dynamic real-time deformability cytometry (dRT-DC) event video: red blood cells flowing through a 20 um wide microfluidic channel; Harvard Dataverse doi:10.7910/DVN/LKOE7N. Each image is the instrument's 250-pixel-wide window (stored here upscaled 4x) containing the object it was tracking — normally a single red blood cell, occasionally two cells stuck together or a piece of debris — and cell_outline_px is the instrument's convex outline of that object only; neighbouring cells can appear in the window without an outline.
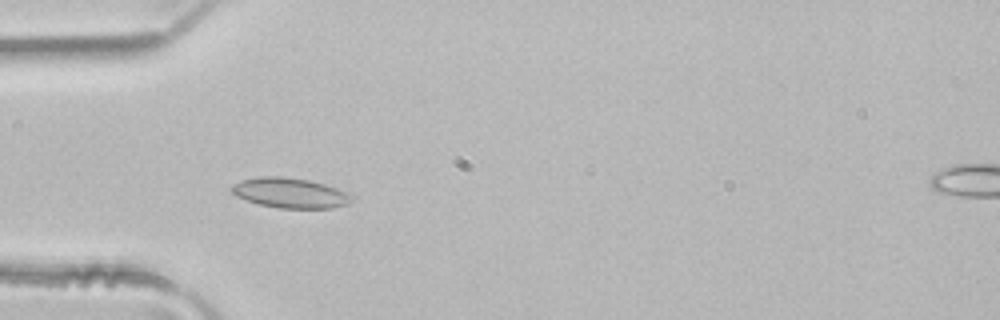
{"species": "common noctule bat (a hibernating species)", "species_latin": "Nyctalus noctula", "temperature_condition": "room temperature", "stored_images_in_passage": 5, "camera_frame_rate_fps": 3000, "um_per_image_px": 0.085, "animal": {"sex": "male", "body_mass_g": 21.5, "forearm_length_mm": 52.0}, "frame": {"image": 1, "passage_image": 4, "time_ms": 1.0, "image_size_px": [1000, 320], "cell_outline_px": [[352, 200], [348, 204], [332, 208], [280, 208], [260, 204], [236, 196], [228, 188], [232, 184], [240, 180], [260, 176], [280, 176], [308, 180], [324, 184], [336, 188], [352, 196]], "centroid_in_image_um": [24.61, 16.39], "position_along_channel_um": 60.4, "area_um2": 20.92}}
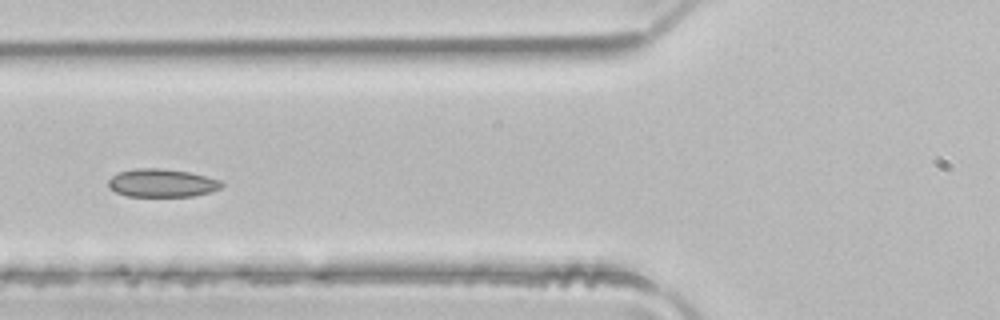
{"frame": {"image": 2, "passage_image": 5, "time_ms": 1.333, "image_size_px": [1000, 320], "cell_outline_px": [[224, 184], [220, 188], [208, 192], [192, 196], [128, 196], [116, 192], [108, 188], [108, 180], [112, 176], [120, 172], [136, 168], [160, 168], [188, 172], [220, 180]], "centroid_in_image_um": [13.73, 15.55], "position_along_channel_um": 112.1, "area_um2": 18.38}}